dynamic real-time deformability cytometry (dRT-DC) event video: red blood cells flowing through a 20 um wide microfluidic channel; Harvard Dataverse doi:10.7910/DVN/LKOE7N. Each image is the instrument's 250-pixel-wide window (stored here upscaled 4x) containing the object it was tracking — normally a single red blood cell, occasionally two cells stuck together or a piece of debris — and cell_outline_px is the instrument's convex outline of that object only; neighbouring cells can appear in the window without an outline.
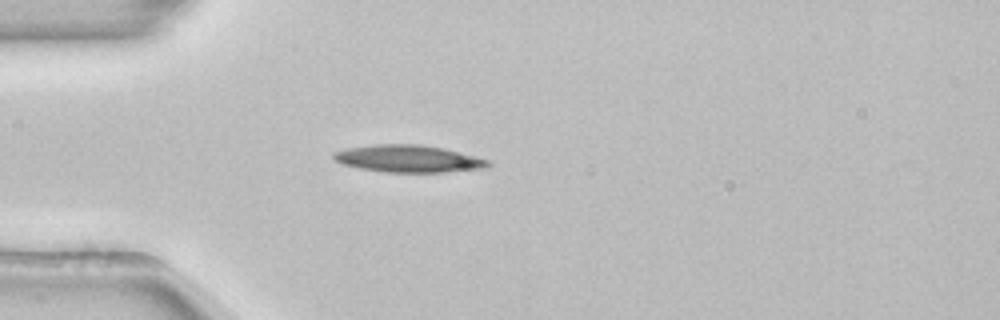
{"species": "common noctule bat (a hibernating species)", "species_latin": "Nyctalus noctula", "temperature_condition": "room temperature", "stored_images_in_passage": 39, "camera_frame_rate_fps": 3000, "um_per_image_px": 0.085, "animal": {"sex": "female", "body_mass_g": 22.7, "forearm_length_mm": 54.2}, "frame": {"image": 1, "passage_image": 1, "time_ms": 0.0, "image_size_px": [1000, 320], "cell_outline_px": [[492, 164], [484, 168], [444, 172], [388, 172], [360, 168], [340, 164], [332, 156], [332, 152], [348, 148], [376, 144], [420, 144], [444, 148], [460, 152], [488, 160]], "centroid_in_image_um": [34.69, 13.48], "position_along_channel_um": 50.3, "area_um2": 24.39}}
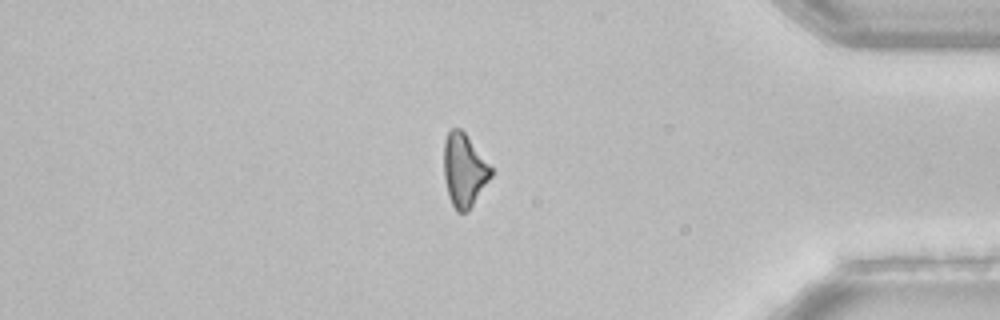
{"frame": {"image": 2, "passage_image": 31, "time_ms": 10.0, "image_size_px": [1000, 320], "cell_outline_px": [[492, 176], [468, 212], [456, 212], [448, 196], [444, 180], [444, 140], [448, 132], [452, 128], [460, 128], [464, 132], [492, 168]], "centroid_in_image_um": [39.43, 14.49], "position_along_channel_um": 395.8, "area_um2": 20.06}}
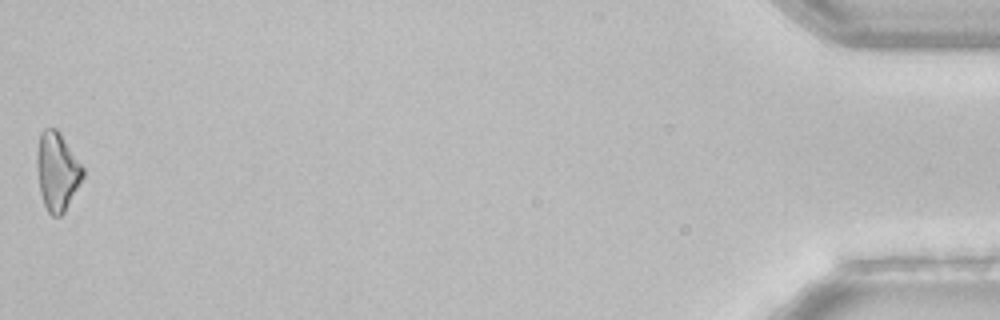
{"frame": {"image": 3, "passage_image": 39, "time_ms": 12.667, "image_size_px": [1000, 320], "cell_outline_px": [[84, 176], [64, 212], [60, 216], [52, 216], [48, 212], [44, 204], [40, 192], [36, 164], [36, 152], [40, 132], [44, 128], [56, 128], [60, 132], [84, 168]], "centroid_in_image_um": [4.84, 14.54], "position_along_channel_um": 430.4, "area_um2": 21.04}, "authors_computed_cell_mechanics": {"area_um2": 21.2126, "velocity_mm_per_s": 3.8864, "shape_relaxation_time_tau1_ms": 6.3823, "shape_relaxation_time_tau2_ms": null, "deformation_change_tau1": 0.1338, "deformation_change_tau2": null}}